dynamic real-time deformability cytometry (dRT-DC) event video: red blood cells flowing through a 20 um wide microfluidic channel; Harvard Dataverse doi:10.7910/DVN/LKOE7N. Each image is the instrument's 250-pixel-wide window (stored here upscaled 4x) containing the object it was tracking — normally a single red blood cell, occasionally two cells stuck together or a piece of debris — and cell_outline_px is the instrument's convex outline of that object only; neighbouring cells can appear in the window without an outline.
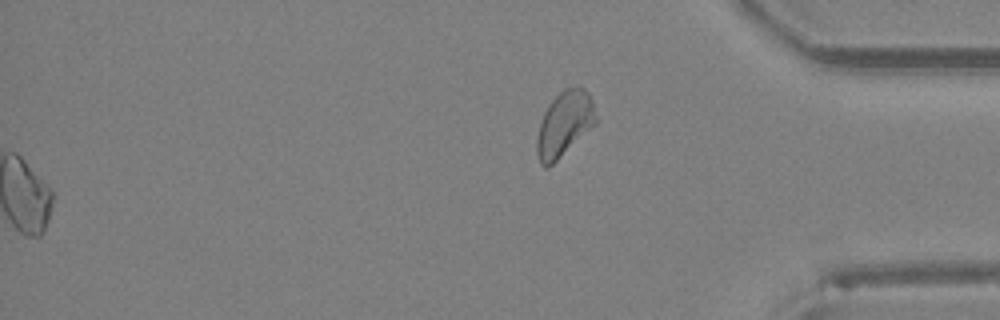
{"species": "Egyptian fruit bat (a non-hibernating species)", "species_latin": "Rousettus aegyptiacus", "temperature_condition": "room temperature", "stored_images_in_passage": 24, "segment_of_instrument_passage": [2, 2], "camera_frame_rate_fps": 3000, "um_per_image_px": 0.085, "animal": {"sex": "female"}, "frame": {"image": 1, "passage_image": 24, "time_ms": 7.667, "image_size_px": [1000, 320], "cell_outline_px": [[596, 124], [548, 168], [544, 168], [540, 164], [536, 152], [536, 140], [540, 124], [544, 112], [548, 104], [564, 88], [576, 84], [580, 84], [588, 92], [592, 100], [596, 116]], "centroid_in_image_um": [47.97, 10.51], "position_along_channel_um": 387.2, "area_um2": 22.54}}